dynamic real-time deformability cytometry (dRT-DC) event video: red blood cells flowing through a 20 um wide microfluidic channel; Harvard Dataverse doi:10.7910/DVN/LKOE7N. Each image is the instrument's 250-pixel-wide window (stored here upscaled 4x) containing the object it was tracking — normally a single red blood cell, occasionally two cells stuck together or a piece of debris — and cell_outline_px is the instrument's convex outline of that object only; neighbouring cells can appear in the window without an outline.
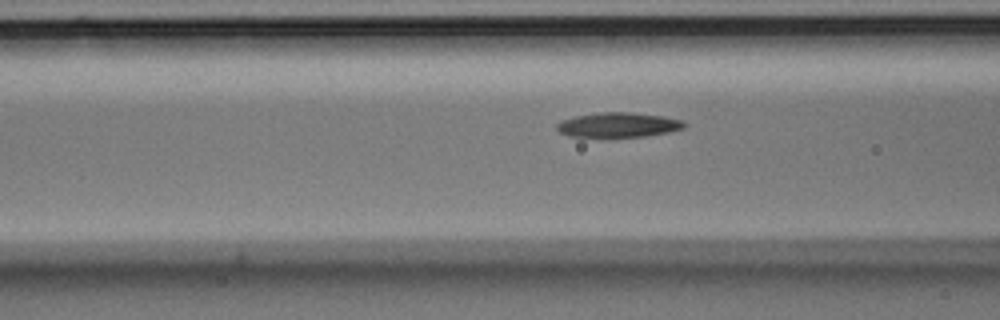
{"species": "Egyptian fruit bat (a non-hibernating species)", "species_latin": "Rousettus aegyptiacus", "temperature_condition": "room temperature", "stored_images_in_passage": 40, "camera_frame_rate_fps": 3000, "um_per_image_px": 0.085, "animal": {"sex": "male"}, "frame": {"image": 1, "passage_image": 18, "time_ms": 5.667, "image_size_px": [1000, 320], "cell_outline_px": [[688, 124], [684, 128], [668, 132], [648, 136], [568, 136], [560, 132], [556, 128], [556, 124], [560, 120], [576, 116], [600, 112], [632, 112], [664, 116], [680, 120]], "centroid_in_image_um": [52.56, 10.6], "position_along_channel_um": 114.0, "area_um2": 18.26}}
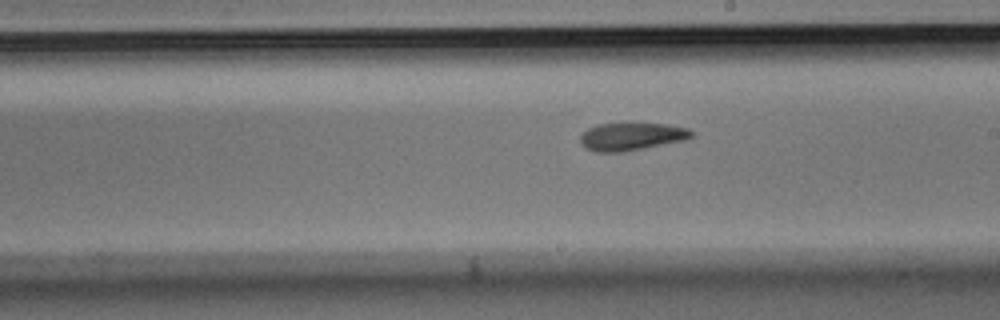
{"frame": {"image": 2, "passage_image": 28, "time_ms": 9.0, "image_size_px": [1000, 320], "cell_outline_px": [[692, 136], [688, 140], [624, 152], [596, 152], [588, 148], [580, 140], [580, 136], [588, 128], [596, 124], [632, 120], [668, 124], [688, 128], [692, 132]], "centroid_in_image_um": [53.73, 11.55], "position_along_channel_um": 235.3, "area_um2": 18.9}}
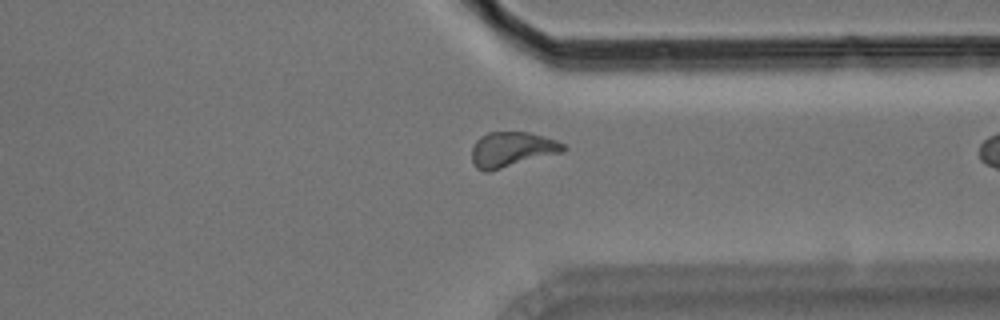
{"frame": {"image": 3, "passage_image": 39, "time_ms": 12.667, "image_size_px": [1000, 320], "cell_outline_px": [[568, 148], [564, 152], [488, 172], [484, 172], [476, 168], [472, 164], [472, 148], [476, 140], [480, 136], [488, 132], [528, 132], [556, 140], [564, 144]], "centroid_in_image_um": [43.5, 12.71], "position_along_channel_um": 367.9, "area_um2": 18.9}}